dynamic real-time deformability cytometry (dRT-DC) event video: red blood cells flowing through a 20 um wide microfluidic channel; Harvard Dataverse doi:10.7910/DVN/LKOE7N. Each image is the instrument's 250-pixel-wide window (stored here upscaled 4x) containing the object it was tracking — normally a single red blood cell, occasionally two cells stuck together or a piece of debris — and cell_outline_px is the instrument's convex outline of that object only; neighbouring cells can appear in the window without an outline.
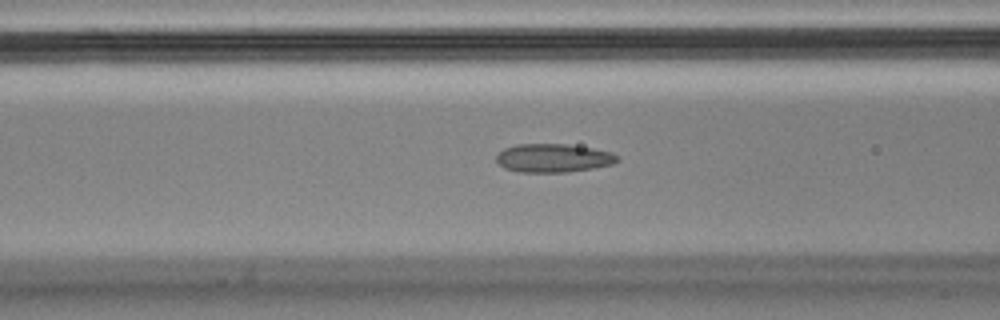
{"species": "Egyptian fruit bat (a non-hibernating species)", "species_latin": "Rousettus aegyptiacus", "temperature_condition": "cold", "stored_images_in_passage": 43, "camera_frame_rate_fps": 3000, "um_per_image_px": 0.085, "animal": {"sex": "male"}, "frame": {"image": 1, "passage_image": 10, "time_ms": 3.0, "image_size_px": [1000, 320], "cell_outline_px": [[620, 160], [612, 164], [592, 168], [564, 172], [520, 172], [504, 168], [496, 160], [496, 156], [504, 148], [516, 144], [564, 144], [592, 148], [612, 152]], "centroid_in_image_um": [47.01, 13.43], "position_along_channel_um": 119.6, "area_um2": 19.94}}
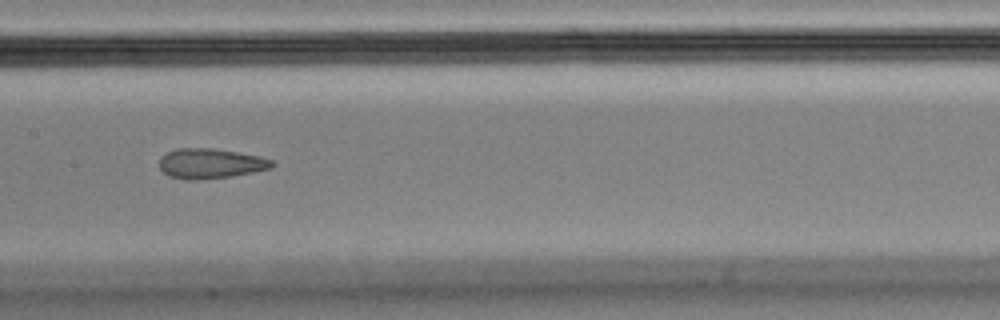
{"frame": {"image": 2, "passage_image": 16, "time_ms": 5.0, "image_size_px": [1000, 320], "cell_outline_px": [[276, 164], [272, 168], [232, 176], [188, 180], [168, 176], [160, 168], [160, 156], [176, 148], [212, 148], [236, 152], [256, 156], [272, 160]], "centroid_in_image_um": [17.87, 13.89], "position_along_channel_um": 189.5, "area_um2": 19.48}}
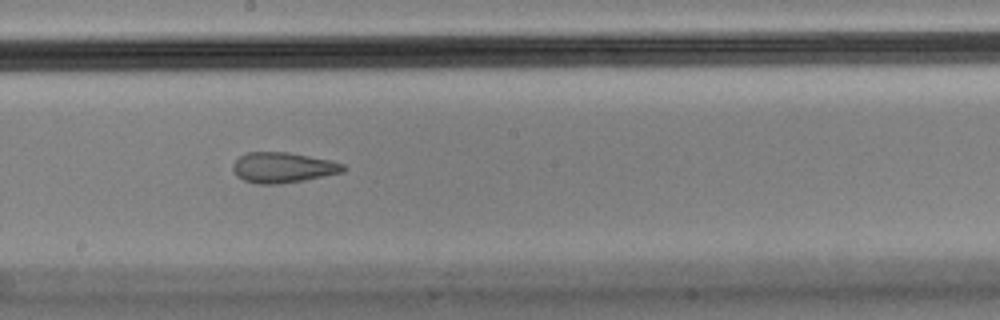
{"frame": {"image": 3, "passage_image": 19, "time_ms": 6.0, "image_size_px": [1000, 320], "cell_outline_px": [[348, 168], [344, 172], [304, 180], [276, 184], [260, 184], [244, 180], [236, 176], [232, 168], [232, 164], [240, 156], [248, 152], [288, 152], [332, 160], [344, 164]], "centroid_in_image_um": [24.07, 14.23], "position_along_channel_um": 224.1, "area_um2": 19.65}}